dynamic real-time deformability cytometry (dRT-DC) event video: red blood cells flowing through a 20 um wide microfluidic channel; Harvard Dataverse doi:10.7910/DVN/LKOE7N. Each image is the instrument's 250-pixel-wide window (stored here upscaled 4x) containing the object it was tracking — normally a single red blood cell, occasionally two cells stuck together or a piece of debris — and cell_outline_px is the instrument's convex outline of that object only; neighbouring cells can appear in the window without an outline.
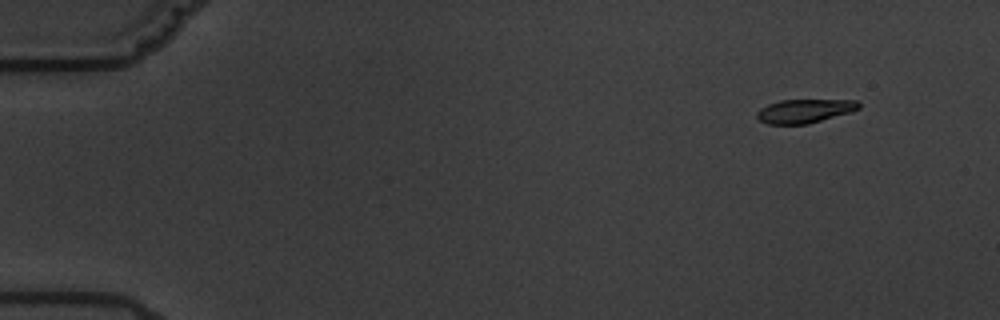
{"species": "common noctule bat (a hibernating species)", "species_latin": "Nyctalus noctula", "temperature_condition": "warm", "stored_images_in_passage": 4, "camera_frame_rate_fps": 3000, "um_per_image_px": 0.085, "animal": {"sex": "male", "body_mass_g": 19.5, "forearm_length_mm": 54.6}, "frame": {"image": 1, "passage_image": 1, "time_ms": 0.0, "image_size_px": [1000, 320], "cell_outline_px": [[860, 108], [852, 112], [808, 124], [768, 124], [760, 120], [756, 116], [756, 112], [760, 108], [768, 104], [780, 100], [856, 100], [860, 104]], "centroid_in_image_um": [68.39, 9.43], "position_along_channel_um": 16.6, "area_um2": 14.16}}